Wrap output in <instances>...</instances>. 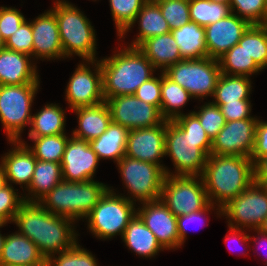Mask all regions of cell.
<instances>
[{"instance_id": "cell-52", "label": "cell", "mask_w": 267, "mask_h": 266, "mask_svg": "<svg viewBox=\"0 0 267 266\" xmlns=\"http://www.w3.org/2000/svg\"><path fill=\"white\" fill-rule=\"evenodd\" d=\"M254 231L256 232V233H258L257 235H258V237L257 238H255L254 236H253V239H252V237L249 235V240L250 241H252L253 240V242L255 243V242H257V244L259 243L260 244V247H263L262 245V243L263 242H267V234L266 233H263L262 231H260V229H254ZM260 236H262L261 238H260ZM265 246L264 247H267V245L266 244H264ZM267 259V258H266ZM266 264H267V261H266Z\"/></svg>"}, {"instance_id": "cell-42", "label": "cell", "mask_w": 267, "mask_h": 266, "mask_svg": "<svg viewBox=\"0 0 267 266\" xmlns=\"http://www.w3.org/2000/svg\"><path fill=\"white\" fill-rule=\"evenodd\" d=\"M199 119L201 126L212 141L226 124V119L220 107L213 102L201 106L200 110L192 111Z\"/></svg>"}, {"instance_id": "cell-37", "label": "cell", "mask_w": 267, "mask_h": 266, "mask_svg": "<svg viewBox=\"0 0 267 266\" xmlns=\"http://www.w3.org/2000/svg\"><path fill=\"white\" fill-rule=\"evenodd\" d=\"M256 64L267 67V31L262 25H251L238 42Z\"/></svg>"}, {"instance_id": "cell-20", "label": "cell", "mask_w": 267, "mask_h": 266, "mask_svg": "<svg viewBox=\"0 0 267 266\" xmlns=\"http://www.w3.org/2000/svg\"><path fill=\"white\" fill-rule=\"evenodd\" d=\"M33 60L65 58L55 14L48 10L31 21ZM35 57V58H34Z\"/></svg>"}, {"instance_id": "cell-49", "label": "cell", "mask_w": 267, "mask_h": 266, "mask_svg": "<svg viewBox=\"0 0 267 266\" xmlns=\"http://www.w3.org/2000/svg\"><path fill=\"white\" fill-rule=\"evenodd\" d=\"M214 206V207H213ZM216 205L209 203L204 209L192 212L186 215L177 216V227H178V234L179 240L181 244H184L185 239L187 238V225L188 223L202 221L203 215L207 214L210 210H214Z\"/></svg>"}, {"instance_id": "cell-9", "label": "cell", "mask_w": 267, "mask_h": 266, "mask_svg": "<svg viewBox=\"0 0 267 266\" xmlns=\"http://www.w3.org/2000/svg\"><path fill=\"white\" fill-rule=\"evenodd\" d=\"M197 99L214 96L221 75L219 60L210 57L183 59L163 72Z\"/></svg>"}, {"instance_id": "cell-21", "label": "cell", "mask_w": 267, "mask_h": 266, "mask_svg": "<svg viewBox=\"0 0 267 266\" xmlns=\"http://www.w3.org/2000/svg\"><path fill=\"white\" fill-rule=\"evenodd\" d=\"M31 56L2 48L0 50V85L40 83L37 66Z\"/></svg>"}, {"instance_id": "cell-4", "label": "cell", "mask_w": 267, "mask_h": 266, "mask_svg": "<svg viewBox=\"0 0 267 266\" xmlns=\"http://www.w3.org/2000/svg\"><path fill=\"white\" fill-rule=\"evenodd\" d=\"M115 52L99 60L105 101L118 95H134L156 70L138 47L127 46Z\"/></svg>"}, {"instance_id": "cell-14", "label": "cell", "mask_w": 267, "mask_h": 266, "mask_svg": "<svg viewBox=\"0 0 267 266\" xmlns=\"http://www.w3.org/2000/svg\"><path fill=\"white\" fill-rule=\"evenodd\" d=\"M105 102L109 106L112 122L128 130L151 128L165 120L156 106L147 104L135 95H118Z\"/></svg>"}, {"instance_id": "cell-2", "label": "cell", "mask_w": 267, "mask_h": 266, "mask_svg": "<svg viewBox=\"0 0 267 266\" xmlns=\"http://www.w3.org/2000/svg\"><path fill=\"white\" fill-rule=\"evenodd\" d=\"M13 223L19 227L18 233L34 242L46 259L77 243L75 222L50 213L39 202H24Z\"/></svg>"}, {"instance_id": "cell-29", "label": "cell", "mask_w": 267, "mask_h": 266, "mask_svg": "<svg viewBox=\"0 0 267 266\" xmlns=\"http://www.w3.org/2000/svg\"><path fill=\"white\" fill-rule=\"evenodd\" d=\"M171 34L179 47L182 59H201L208 57L205 28L190 21Z\"/></svg>"}, {"instance_id": "cell-7", "label": "cell", "mask_w": 267, "mask_h": 266, "mask_svg": "<svg viewBox=\"0 0 267 266\" xmlns=\"http://www.w3.org/2000/svg\"><path fill=\"white\" fill-rule=\"evenodd\" d=\"M111 187L85 218L89 231L99 239H111L115 235L123 237L128 223L137 214L135 202L116 194Z\"/></svg>"}, {"instance_id": "cell-25", "label": "cell", "mask_w": 267, "mask_h": 266, "mask_svg": "<svg viewBox=\"0 0 267 266\" xmlns=\"http://www.w3.org/2000/svg\"><path fill=\"white\" fill-rule=\"evenodd\" d=\"M138 49L150 60L156 70L162 69L160 72L183 60L171 32L146 39Z\"/></svg>"}, {"instance_id": "cell-12", "label": "cell", "mask_w": 267, "mask_h": 266, "mask_svg": "<svg viewBox=\"0 0 267 266\" xmlns=\"http://www.w3.org/2000/svg\"><path fill=\"white\" fill-rule=\"evenodd\" d=\"M228 227L259 229L267 217V189L253 182L236 198L221 208Z\"/></svg>"}, {"instance_id": "cell-54", "label": "cell", "mask_w": 267, "mask_h": 266, "mask_svg": "<svg viewBox=\"0 0 267 266\" xmlns=\"http://www.w3.org/2000/svg\"><path fill=\"white\" fill-rule=\"evenodd\" d=\"M4 225H6V224L0 223V228L3 227ZM5 239H6V236H2V234L0 233V257L2 254Z\"/></svg>"}, {"instance_id": "cell-39", "label": "cell", "mask_w": 267, "mask_h": 266, "mask_svg": "<svg viewBox=\"0 0 267 266\" xmlns=\"http://www.w3.org/2000/svg\"><path fill=\"white\" fill-rule=\"evenodd\" d=\"M78 242L70 249L59 252L46 259L47 266H99L95 256L87 251Z\"/></svg>"}, {"instance_id": "cell-55", "label": "cell", "mask_w": 267, "mask_h": 266, "mask_svg": "<svg viewBox=\"0 0 267 266\" xmlns=\"http://www.w3.org/2000/svg\"><path fill=\"white\" fill-rule=\"evenodd\" d=\"M260 231L267 234V217L264 219V222L260 226Z\"/></svg>"}, {"instance_id": "cell-22", "label": "cell", "mask_w": 267, "mask_h": 266, "mask_svg": "<svg viewBox=\"0 0 267 266\" xmlns=\"http://www.w3.org/2000/svg\"><path fill=\"white\" fill-rule=\"evenodd\" d=\"M13 148L1 157L4 165L7 184H19L23 188H28L34 174L37 159L26 146L22 139L19 141H9Z\"/></svg>"}, {"instance_id": "cell-26", "label": "cell", "mask_w": 267, "mask_h": 266, "mask_svg": "<svg viewBox=\"0 0 267 266\" xmlns=\"http://www.w3.org/2000/svg\"><path fill=\"white\" fill-rule=\"evenodd\" d=\"M139 20V21H137ZM139 22V34L129 44L130 47H138L146 39L171 32L168 22L162 16L160 7L156 2H146L137 14L134 22L119 36L123 38L135 24Z\"/></svg>"}, {"instance_id": "cell-10", "label": "cell", "mask_w": 267, "mask_h": 266, "mask_svg": "<svg viewBox=\"0 0 267 266\" xmlns=\"http://www.w3.org/2000/svg\"><path fill=\"white\" fill-rule=\"evenodd\" d=\"M116 164L120 170L123 184L131 196L125 198L132 202L135 201V203L137 200L142 203L160 199L166 177L161 166L128 156H124Z\"/></svg>"}, {"instance_id": "cell-40", "label": "cell", "mask_w": 267, "mask_h": 266, "mask_svg": "<svg viewBox=\"0 0 267 266\" xmlns=\"http://www.w3.org/2000/svg\"><path fill=\"white\" fill-rule=\"evenodd\" d=\"M229 5L232 13L251 25H262L267 15V0H230Z\"/></svg>"}, {"instance_id": "cell-6", "label": "cell", "mask_w": 267, "mask_h": 266, "mask_svg": "<svg viewBox=\"0 0 267 266\" xmlns=\"http://www.w3.org/2000/svg\"><path fill=\"white\" fill-rule=\"evenodd\" d=\"M50 10L58 22L64 56L76 54L83 61L97 60L95 30L83 12L66 0L55 1Z\"/></svg>"}, {"instance_id": "cell-58", "label": "cell", "mask_w": 267, "mask_h": 266, "mask_svg": "<svg viewBox=\"0 0 267 266\" xmlns=\"http://www.w3.org/2000/svg\"><path fill=\"white\" fill-rule=\"evenodd\" d=\"M262 26H263V27L266 29V31H267V15H266V18H265V20H264Z\"/></svg>"}, {"instance_id": "cell-38", "label": "cell", "mask_w": 267, "mask_h": 266, "mask_svg": "<svg viewBox=\"0 0 267 266\" xmlns=\"http://www.w3.org/2000/svg\"><path fill=\"white\" fill-rule=\"evenodd\" d=\"M110 10L120 36L135 20L146 0H109Z\"/></svg>"}, {"instance_id": "cell-31", "label": "cell", "mask_w": 267, "mask_h": 266, "mask_svg": "<svg viewBox=\"0 0 267 266\" xmlns=\"http://www.w3.org/2000/svg\"><path fill=\"white\" fill-rule=\"evenodd\" d=\"M65 111L58 104H47L32 115L28 137L54 136L65 133Z\"/></svg>"}, {"instance_id": "cell-27", "label": "cell", "mask_w": 267, "mask_h": 266, "mask_svg": "<svg viewBox=\"0 0 267 266\" xmlns=\"http://www.w3.org/2000/svg\"><path fill=\"white\" fill-rule=\"evenodd\" d=\"M122 240L129 250L142 257L151 258L165 250L137 214L125 228Z\"/></svg>"}, {"instance_id": "cell-1", "label": "cell", "mask_w": 267, "mask_h": 266, "mask_svg": "<svg viewBox=\"0 0 267 266\" xmlns=\"http://www.w3.org/2000/svg\"><path fill=\"white\" fill-rule=\"evenodd\" d=\"M211 146L212 141L193 112L166 120L165 155L175 167L171 176H201Z\"/></svg>"}, {"instance_id": "cell-59", "label": "cell", "mask_w": 267, "mask_h": 266, "mask_svg": "<svg viewBox=\"0 0 267 266\" xmlns=\"http://www.w3.org/2000/svg\"><path fill=\"white\" fill-rule=\"evenodd\" d=\"M158 0H146V2H156Z\"/></svg>"}, {"instance_id": "cell-16", "label": "cell", "mask_w": 267, "mask_h": 266, "mask_svg": "<svg viewBox=\"0 0 267 266\" xmlns=\"http://www.w3.org/2000/svg\"><path fill=\"white\" fill-rule=\"evenodd\" d=\"M166 120L151 128L131 129L128 134L125 156L161 166L166 175L172 172L161 164L165 155Z\"/></svg>"}, {"instance_id": "cell-41", "label": "cell", "mask_w": 267, "mask_h": 266, "mask_svg": "<svg viewBox=\"0 0 267 266\" xmlns=\"http://www.w3.org/2000/svg\"><path fill=\"white\" fill-rule=\"evenodd\" d=\"M156 3L170 30L178 29L191 21L189 0H158Z\"/></svg>"}, {"instance_id": "cell-15", "label": "cell", "mask_w": 267, "mask_h": 266, "mask_svg": "<svg viewBox=\"0 0 267 266\" xmlns=\"http://www.w3.org/2000/svg\"><path fill=\"white\" fill-rule=\"evenodd\" d=\"M258 120L244 119L226 122L212 140L210 154L250 158L255 143Z\"/></svg>"}, {"instance_id": "cell-30", "label": "cell", "mask_w": 267, "mask_h": 266, "mask_svg": "<svg viewBox=\"0 0 267 266\" xmlns=\"http://www.w3.org/2000/svg\"><path fill=\"white\" fill-rule=\"evenodd\" d=\"M62 180L60 163L46 162L37 159L32 181L27 188L29 196H23L24 201L38 202Z\"/></svg>"}, {"instance_id": "cell-28", "label": "cell", "mask_w": 267, "mask_h": 266, "mask_svg": "<svg viewBox=\"0 0 267 266\" xmlns=\"http://www.w3.org/2000/svg\"><path fill=\"white\" fill-rule=\"evenodd\" d=\"M129 131L111 121L107 130L89 144L100 160L113 159L118 162L125 156Z\"/></svg>"}, {"instance_id": "cell-33", "label": "cell", "mask_w": 267, "mask_h": 266, "mask_svg": "<svg viewBox=\"0 0 267 266\" xmlns=\"http://www.w3.org/2000/svg\"><path fill=\"white\" fill-rule=\"evenodd\" d=\"M251 80L248 76L227 75L221 73L217 82L213 103L238 102L249 100L251 93Z\"/></svg>"}, {"instance_id": "cell-48", "label": "cell", "mask_w": 267, "mask_h": 266, "mask_svg": "<svg viewBox=\"0 0 267 266\" xmlns=\"http://www.w3.org/2000/svg\"><path fill=\"white\" fill-rule=\"evenodd\" d=\"M267 157V121L258 120L255 143L250 159L255 163L259 158Z\"/></svg>"}, {"instance_id": "cell-35", "label": "cell", "mask_w": 267, "mask_h": 266, "mask_svg": "<svg viewBox=\"0 0 267 266\" xmlns=\"http://www.w3.org/2000/svg\"><path fill=\"white\" fill-rule=\"evenodd\" d=\"M34 146L26 145L36 159L46 162L61 163L66 144L70 137L66 134L43 137H29Z\"/></svg>"}, {"instance_id": "cell-36", "label": "cell", "mask_w": 267, "mask_h": 266, "mask_svg": "<svg viewBox=\"0 0 267 266\" xmlns=\"http://www.w3.org/2000/svg\"><path fill=\"white\" fill-rule=\"evenodd\" d=\"M231 13L229 4L210 0H189L190 20L203 27L215 23Z\"/></svg>"}, {"instance_id": "cell-8", "label": "cell", "mask_w": 267, "mask_h": 266, "mask_svg": "<svg viewBox=\"0 0 267 266\" xmlns=\"http://www.w3.org/2000/svg\"><path fill=\"white\" fill-rule=\"evenodd\" d=\"M40 83L0 85V121L8 141H19L31 123V107Z\"/></svg>"}, {"instance_id": "cell-11", "label": "cell", "mask_w": 267, "mask_h": 266, "mask_svg": "<svg viewBox=\"0 0 267 266\" xmlns=\"http://www.w3.org/2000/svg\"><path fill=\"white\" fill-rule=\"evenodd\" d=\"M160 199L176 217L200 211L210 203L201 176L166 175Z\"/></svg>"}, {"instance_id": "cell-34", "label": "cell", "mask_w": 267, "mask_h": 266, "mask_svg": "<svg viewBox=\"0 0 267 266\" xmlns=\"http://www.w3.org/2000/svg\"><path fill=\"white\" fill-rule=\"evenodd\" d=\"M221 73L227 75L248 76L259 73L262 69L248 55L240 44L234 45L219 59Z\"/></svg>"}, {"instance_id": "cell-56", "label": "cell", "mask_w": 267, "mask_h": 266, "mask_svg": "<svg viewBox=\"0 0 267 266\" xmlns=\"http://www.w3.org/2000/svg\"><path fill=\"white\" fill-rule=\"evenodd\" d=\"M211 2H217L222 4H230V0H210Z\"/></svg>"}, {"instance_id": "cell-47", "label": "cell", "mask_w": 267, "mask_h": 266, "mask_svg": "<svg viewBox=\"0 0 267 266\" xmlns=\"http://www.w3.org/2000/svg\"><path fill=\"white\" fill-rule=\"evenodd\" d=\"M220 107L226 122L233 120L258 119L250 115L251 102L249 100H238V102L214 103Z\"/></svg>"}, {"instance_id": "cell-50", "label": "cell", "mask_w": 267, "mask_h": 266, "mask_svg": "<svg viewBox=\"0 0 267 266\" xmlns=\"http://www.w3.org/2000/svg\"><path fill=\"white\" fill-rule=\"evenodd\" d=\"M254 182L264 186L267 184V157L259 158L254 163Z\"/></svg>"}, {"instance_id": "cell-19", "label": "cell", "mask_w": 267, "mask_h": 266, "mask_svg": "<svg viewBox=\"0 0 267 266\" xmlns=\"http://www.w3.org/2000/svg\"><path fill=\"white\" fill-rule=\"evenodd\" d=\"M250 26L251 24L248 21L234 13L205 26L208 57L218 60L229 49L238 44Z\"/></svg>"}, {"instance_id": "cell-53", "label": "cell", "mask_w": 267, "mask_h": 266, "mask_svg": "<svg viewBox=\"0 0 267 266\" xmlns=\"http://www.w3.org/2000/svg\"><path fill=\"white\" fill-rule=\"evenodd\" d=\"M7 185V180L5 176V169L2 161H0V189Z\"/></svg>"}, {"instance_id": "cell-18", "label": "cell", "mask_w": 267, "mask_h": 266, "mask_svg": "<svg viewBox=\"0 0 267 266\" xmlns=\"http://www.w3.org/2000/svg\"><path fill=\"white\" fill-rule=\"evenodd\" d=\"M137 208V215L153 232L164 249L180 248L177 217L167 208L161 199L142 202Z\"/></svg>"}, {"instance_id": "cell-24", "label": "cell", "mask_w": 267, "mask_h": 266, "mask_svg": "<svg viewBox=\"0 0 267 266\" xmlns=\"http://www.w3.org/2000/svg\"><path fill=\"white\" fill-rule=\"evenodd\" d=\"M78 116V128L72 136L88 142L101 136L111 123V112L106 102L96 106L79 107L73 110Z\"/></svg>"}, {"instance_id": "cell-23", "label": "cell", "mask_w": 267, "mask_h": 266, "mask_svg": "<svg viewBox=\"0 0 267 266\" xmlns=\"http://www.w3.org/2000/svg\"><path fill=\"white\" fill-rule=\"evenodd\" d=\"M46 265V258L37 245L26 236L15 232L6 236L0 266Z\"/></svg>"}, {"instance_id": "cell-46", "label": "cell", "mask_w": 267, "mask_h": 266, "mask_svg": "<svg viewBox=\"0 0 267 266\" xmlns=\"http://www.w3.org/2000/svg\"><path fill=\"white\" fill-rule=\"evenodd\" d=\"M134 95L146 102L156 106L160 110L161 104V74L158 77H152L148 81L142 83L135 91Z\"/></svg>"}, {"instance_id": "cell-57", "label": "cell", "mask_w": 267, "mask_h": 266, "mask_svg": "<svg viewBox=\"0 0 267 266\" xmlns=\"http://www.w3.org/2000/svg\"><path fill=\"white\" fill-rule=\"evenodd\" d=\"M5 47V41L0 32V50Z\"/></svg>"}, {"instance_id": "cell-43", "label": "cell", "mask_w": 267, "mask_h": 266, "mask_svg": "<svg viewBox=\"0 0 267 266\" xmlns=\"http://www.w3.org/2000/svg\"><path fill=\"white\" fill-rule=\"evenodd\" d=\"M12 184L0 189V223L7 224L14 220L21 205L25 202L23 195H18Z\"/></svg>"}, {"instance_id": "cell-45", "label": "cell", "mask_w": 267, "mask_h": 266, "mask_svg": "<svg viewBox=\"0 0 267 266\" xmlns=\"http://www.w3.org/2000/svg\"><path fill=\"white\" fill-rule=\"evenodd\" d=\"M24 15L15 7H0V32L6 41L25 21Z\"/></svg>"}, {"instance_id": "cell-32", "label": "cell", "mask_w": 267, "mask_h": 266, "mask_svg": "<svg viewBox=\"0 0 267 266\" xmlns=\"http://www.w3.org/2000/svg\"><path fill=\"white\" fill-rule=\"evenodd\" d=\"M190 98L193 99L187 90L173 82L161 71L160 113L165 120H173L182 115L181 108Z\"/></svg>"}, {"instance_id": "cell-51", "label": "cell", "mask_w": 267, "mask_h": 266, "mask_svg": "<svg viewBox=\"0 0 267 266\" xmlns=\"http://www.w3.org/2000/svg\"><path fill=\"white\" fill-rule=\"evenodd\" d=\"M229 230V234L225 236V242L229 240L236 242L238 240L240 243H246L248 245V242H250L249 235L245 234L244 229L229 226Z\"/></svg>"}, {"instance_id": "cell-17", "label": "cell", "mask_w": 267, "mask_h": 266, "mask_svg": "<svg viewBox=\"0 0 267 266\" xmlns=\"http://www.w3.org/2000/svg\"><path fill=\"white\" fill-rule=\"evenodd\" d=\"M99 161L88 141L71 136L60 163L62 178L68 182L93 180Z\"/></svg>"}, {"instance_id": "cell-3", "label": "cell", "mask_w": 267, "mask_h": 266, "mask_svg": "<svg viewBox=\"0 0 267 266\" xmlns=\"http://www.w3.org/2000/svg\"><path fill=\"white\" fill-rule=\"evenodd\" d=\"M201 178L209 202L217 205L221 216V208L254 182V163L245 156L210 154Z\"/></svg>"}, {"instance_id": "cell-13", "label": "cell", "mask_w": 267, "mask_h": 266, "mask_svg": "<svg viewBox=\"0 0 267 266\" xmlns=\"http://www.w3.org/2000/svg\"><path fill=\"white\" fill-rule=\"evenodd\" d=\"M86 63L94 66V72ZM65 94L66 101L72 110L79 107L96 106L105 102L99 60H85L80 63L69 79Z\"/></svg>"}, {"instance_id": "cell-44", "label": "cell", "mask_w": 267, "mask_h": 266, "mask_svg": "<svg viewBox=\"0 0 267 266\" xmlns=\"http://www.w3.org/2000/svg\"><path fill=\"white\" fill-rule=\"evenodd\" d=\"M5 48L33 56V36L31 22L25 20L17 31L6 41Z\"/></svg>"}, {"instance_id": "cell-5", "label": "cell", "mask_w": 267, "mask_h": 266, "mask_svg": "<svg viewBox=\"0 0 267 266\" xmlns=\"http://www.w3.org/2000/svg\"><path fill=\"white\" fill-rule=\"evenodd\" d=\"M108 189L106 184L95 180H62L38 202L50 213L75 222L86 218Z\"/></svg>"}]
</instances>
